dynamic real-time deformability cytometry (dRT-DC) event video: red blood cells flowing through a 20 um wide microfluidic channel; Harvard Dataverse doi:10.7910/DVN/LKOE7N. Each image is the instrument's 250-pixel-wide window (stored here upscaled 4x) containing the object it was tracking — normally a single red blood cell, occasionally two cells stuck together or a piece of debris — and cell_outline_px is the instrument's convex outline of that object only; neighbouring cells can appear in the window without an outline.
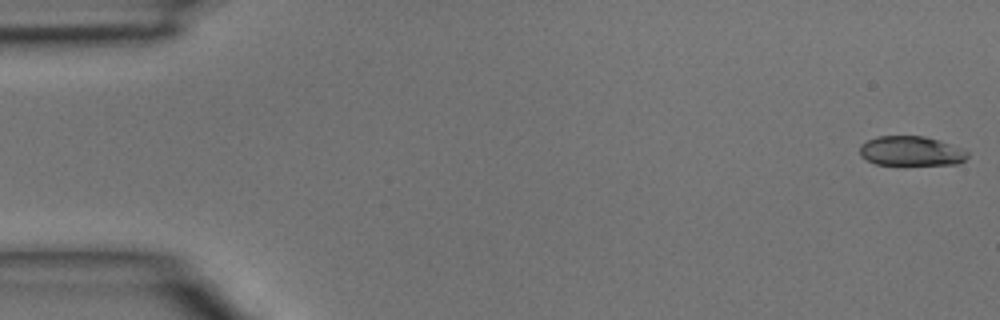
{"species": "common noctule bat (a hibernating species)", "species_latin": "Nyctalus noctula", "temperature_condition": "room temperature", "stored_images_in_passage": 4, "camera_frame_rate_fps": 3000, "um_per_image_px": 0.085, "animal": {"sex": "male", "body_mass_g": 15.6}, "frame": {"image": 1, "passage_image": 1, "time_ms": 0.0, "image_size_px": [1000, 320], "cell_outline_px": [[968, 156], [960, 164], [904, 168], [876, 164], [860, 156], [860, 144], [876, 136], [924, 136], [940, 140], [960, 148], [968, 152]], "centroid_in_image_um": [77.45, 12.9], "position_along_channel_um": 7.6, "area_um2": 19.71}}
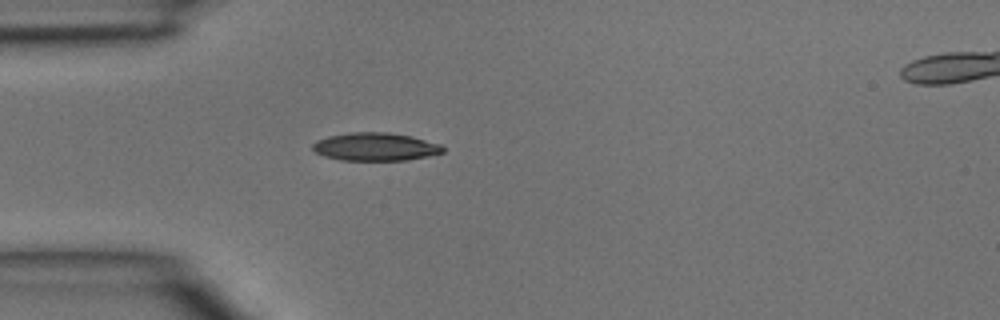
{"frame": {"image": 2, "passage_image": 4, "time_ms": 1.0, "image_size_px": [1000, 320], "cell_outline_px": [[444, 152], [428, 156], [408, 160], [340, 160], [324, 156], [316, 152], [312, 148], [312, 144], [316, 140], [328, 136], [352, 132], [388, 132], [412, 136], [440, 144], [444, 148]], "centroid_in_image_um": [31.9, 12.47], "position_along_channel_um": 53.1, "area_um2": 21.33}}